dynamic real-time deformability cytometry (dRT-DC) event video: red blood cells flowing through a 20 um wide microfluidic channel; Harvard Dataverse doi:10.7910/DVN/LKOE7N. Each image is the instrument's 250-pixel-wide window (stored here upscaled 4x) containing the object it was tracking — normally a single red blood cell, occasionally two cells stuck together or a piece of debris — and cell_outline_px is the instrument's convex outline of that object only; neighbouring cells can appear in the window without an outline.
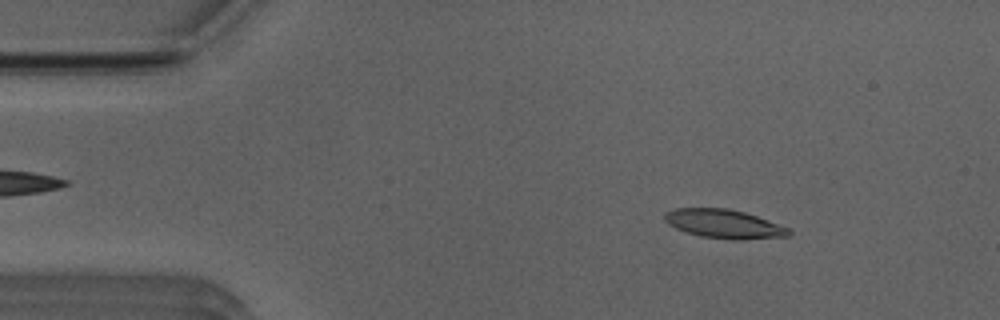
{"species": "Egyptian fruit bat (a non-hibernating species)", "species_latin": "Rousettus aegyptiacus", "temperature_condition": "room temperature", "stored_images_in_passage": 48, "camera_frame_rate_fps": 3000, "um_per_image_px": 0.085, "animal": {"sex": "male"}, "frame": {"image": 1, "passage_image": 3, "time_ms": 0.667, "image_size_px": [1000, 320], "cell_outline_px": [[792, 236], [740, 240], [732, 240], [700, 236], [684, 232], [668, 224], [664, 220], [664, 216], [668, 212], [676, 208], [728, 208], [744, 212], [756, 216], [788, 228], [792, 232]], "centroid_in_image_um": [61.55, 19.04], "position_along_channel_um": 23.5, "area_um2": 20.87}}
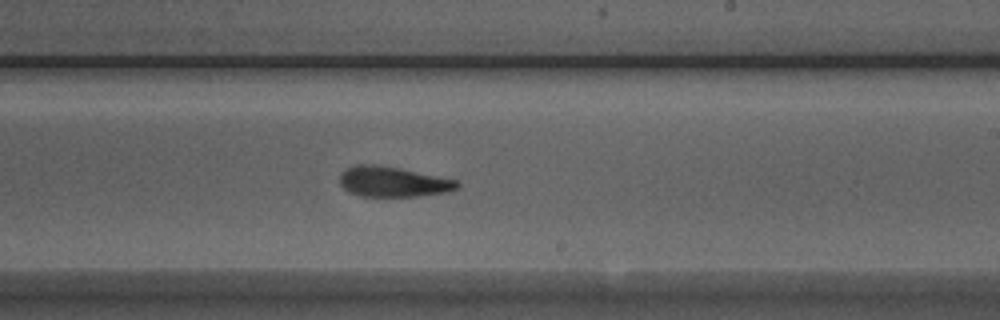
{"frame": {"image": 2, "passage_image": 26, "time_ms": 8.333, "image_size_px": [1000, 320], "cell_outline_px": [[460, 188], [448, 192], [420, 196], [360, 196], [348, 192], [340, 184], [340, 176], [344, 168], [356, 164], [376, 164], [400, 168], [456, 180], [460, 184]], "centroid_in_image_um": [33.39, 15.44], "position_along_channel_um": 255.6, "area_um2": 20.87}}
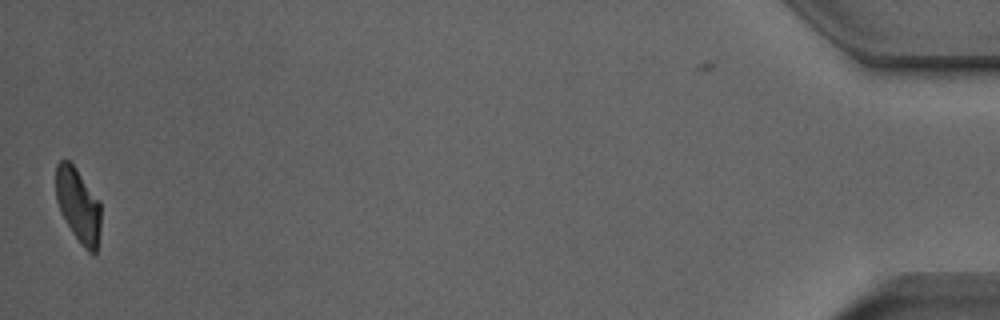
{"frame": {"image": 3, "passage_image": 47, "time_ms": 15.333, "image_size_px": [1000, 320], "cell_outline_px": [[100, 228], [96, 252], [92, 256], [80, 244], [72, 232], [60, 212], [56, 200], [56, 164], [60, 160], [68, 160], [76, 168], [100, 200]], "centroid_in_image_um": [6.65, 17.46], "position_along_channel_um": 428.5, "area_um2": 19.59}, "authors_computed_cell_mechanics": {"area_um2": 21.0392, "velocity_mm_per_s": 3.9214, "shape_relaxation_time_tau1_ms": 10.1427, "shape_relaxation_time_tau2_ms": 2.3826, "deformation_change_tau1": 0.2989, "deformation_change_tau2": 0.1045}}